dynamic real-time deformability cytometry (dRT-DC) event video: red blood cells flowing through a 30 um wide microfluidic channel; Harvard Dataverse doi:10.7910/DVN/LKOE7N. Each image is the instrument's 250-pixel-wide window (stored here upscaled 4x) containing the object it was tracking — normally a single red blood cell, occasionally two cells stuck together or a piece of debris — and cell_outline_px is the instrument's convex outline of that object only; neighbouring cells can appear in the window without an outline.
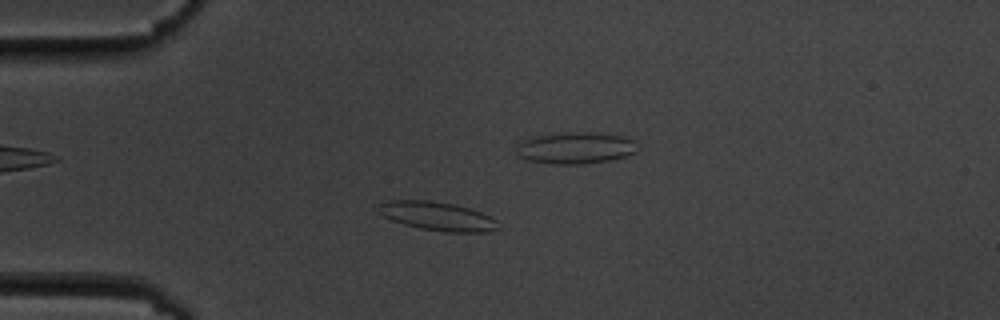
{"species": "common noctule bat (a hibernating species)", "species_latin": "Nyctalus noctula", "temperature_condition": "cold", "stored_images_in_passage": 15, "camera_frame_rate_fps": 3000, "um_per_image_px": 0.085, "animal": {"sex": "male", "body_mass_g": 19.5, "forearm_length_mm": 54.6}, "frame": {"image": 1, "passage_image": 3, "time_ms": 2.333, "image_size_px": [1000, 320], "cell_outline_px": [[500, 228], [488, 232], [444, 232], [420, 228], [404, 224], [380, 216], [376, 212], [380, 204], [388, 200], [432, 200], [452, 204], [468, 208], [480, 212], [496, 220]], "centroid_in_image_um": [37.13, 18.38], "position_along_channel_um": 47.9, "area_um2": 20.11}}
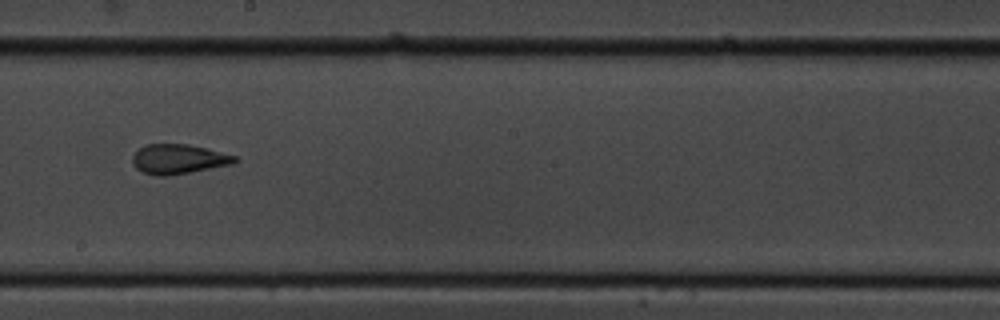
{"frame": {"image": 2, "passage_image": 8, "time_ms": 9.0, "image_size_px": [1000, 320], "cell_outline_px": [[240, 160], [232, 164], [168, 176], [156, 176], [144, 172], [136, 168], [132, 164], [132, 156], [144, 144], [188, 144], [236, 156]], "centroid_in_image_um": [15.15, 13.52], "position_along_channel_um": 233.1, "area_um2": 17.57}}
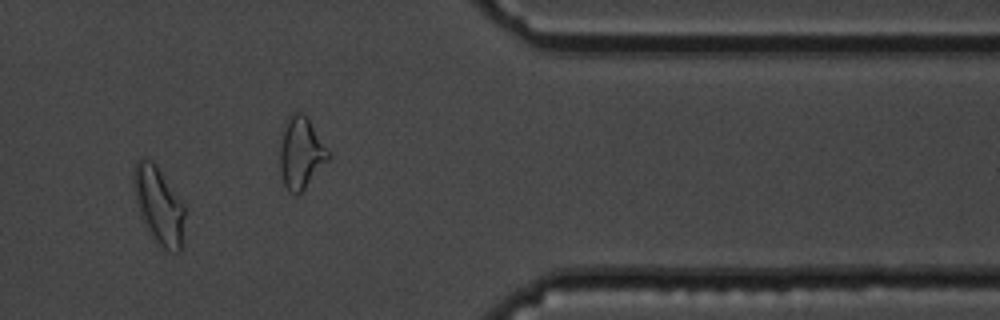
{"frame": {"image": 3, "passage_image": 12, "time_ms": 13.667, "image_size_px": [1000, 320], "cell_outline_px": [[184, 216], [180, 252], [176, 252], [164, 248], [152, 236], [140, 216], [136, 204], [132, 180], [132, 172], [136, 160], [144, 156], [152, 160], [156, 164], [184, 204]], "centroid_in_image_um": [13.45, 17.36], "position_along_channel_um": 397.9, "area_um2": 22.95}, "authors_computed_cell_mechanics": {"area_um2": 18.785, "velocity_mm_per_s": 3.5229, "shape_relaxation_time_tau1_ms": null, "shape_relaxation_time_tau2_ms": 2.0866, "deformation_change_tau1": null, "deformation_change_tau2": 0.0676}}